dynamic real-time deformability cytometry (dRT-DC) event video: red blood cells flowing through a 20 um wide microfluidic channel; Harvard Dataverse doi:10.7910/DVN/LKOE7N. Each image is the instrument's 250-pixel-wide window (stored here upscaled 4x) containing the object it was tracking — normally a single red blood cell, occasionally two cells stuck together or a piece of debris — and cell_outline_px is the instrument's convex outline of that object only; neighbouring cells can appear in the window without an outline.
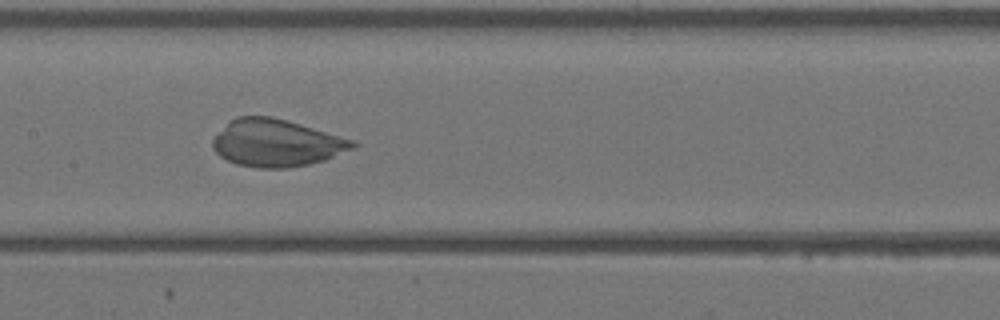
{"species": "Egyptian fruit bat (a non-hibernating species)", "species_latin": "Rousettus aegyptiacus", "temperature_condition": "warm", "stored_images_in_passage": 36, "camera_frame_rate_fps": 3000, "um_per_image_px": 0.085, "animal": {"sex": "female"}, "frame": {"image": 1, "passage_image": 17, "time_ms": 5.333, "image_size_px": [1000, 320], "cell_outline_px": [[360, 144], [352, 148], [324, 160], [308, 164], [288, 168], [260, 168], [236, 164], [220, 156], [212, 148], [212, 140], [228, 120], [236, 116], [272, 116], [288, 120], [352, 140]], "centroid_in_image_um": [23.44, 12.14], "position_along_channel_um": 184.0, "area_um2": 38.38}}
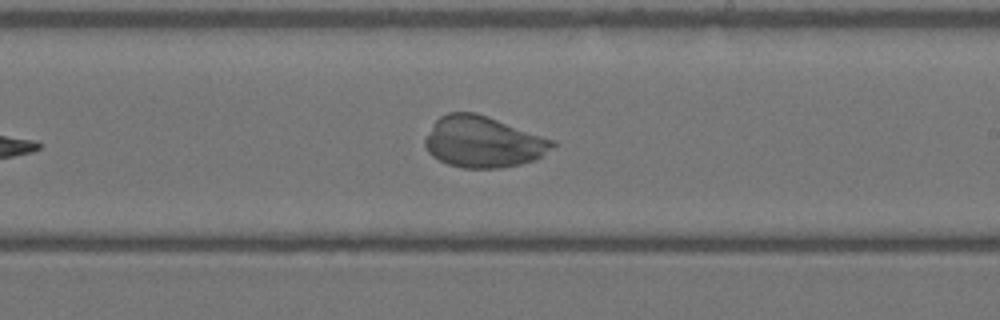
{"frame": {"image": 2, "passage_image": 21, "time_ms": 6.667, "image_size_px": [1000, 320], "cell_outline_px": [[556, 144], [552, 148], [536, 160], [520, 164], [500, 168], [464, 168], [448, 164], [432, 156], [428, 152], [424, 144], [424, 140], [436, 120], [440, 116], [448, 112], [476, 112], [488, 116], [556, 140]], "centroid_in_image_um": [41.08, 12.06], "position_along_channel_um": 247.9, "area_um2": 38.15}}